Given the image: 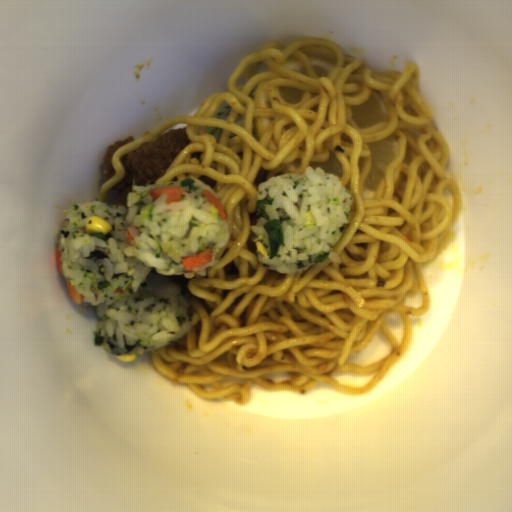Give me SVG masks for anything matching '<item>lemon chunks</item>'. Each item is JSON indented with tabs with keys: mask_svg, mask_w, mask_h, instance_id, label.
<instances>
[{
	"mask_svg": "<svg viewBox=\"0 0 512 512\" xmlns=\"http://www.w3.org/2000/svg\"><path fill=\"white\" fill-rule=\"evenodd\" d=\"M270 81L257 82L253 99L255 108H271L267 87Z\"/></svg>",
	"mask_w": 512,
	"mask_h": 512,
	"instance_id": "lemon-chunks-4",
	"label": "lemon chunks"
},
{
	"mask_svg": "<svg viewBox=\"0 0 512 512\" xmlns=\"http://www.w3.org/2000/svg\"><path fill=\"white\" fill-rule=\"evenodd\" d=\"M276 90L288 105L299 104L304 96V91L297 87L278 85Z\"/></svg>",
	"mask_w": 512,
	"mask_h": 512,
	"instance_id": "lemon-chunks-5",
	"label": "lemon chunks"
},
{
	"mask_svg": "<svg viewBox=\"0 0 512 512\" xmlns=\"http://www.w3.org/2000/svg\"><path fill=\"white\" fill-rule=\"evenodd\" d=\"M371 167L370 173L361 190L362 198L372 199L381 182L384 181L388 167L399 154V140L396 133L389 135L375 143H367Z\"/></svg>",
	"mask_w": 512,
	"mask_h": 512,
	"instance_id": "lemon-chunks-1",
	"label": "lemon chunks"
},
{
	"mask_svg": "<svg viewBox=\"0 0 512 512\" xmlns=\"http://www.w3.org/2000/svg\"><path fill=\"white\" fill-rule=\"evenodd\" d=\"M310 167L313 168H320L322 169L326 174H334L336 175L340 180L343 176L342 167L336 156L331 151L330 156L326 161H314L310 162Z\"/></svg>",
	"mask_w": 512,
	"mask_h": 512,
	"instance_id": "lemon-chunks-3",
	"label": "lemon chunks"
},
{
	"mask_svg": "<svg viewBox=\"0 0 512 512\" xmlns=\"http://www.w3.org/2000/svg\"><path fill=\"white\" fill-rule=\"evenodd\" d=\"M351 118L361 128H368L379 122H389L390 115L383 94L371 90L368 98L361 103L350 106Z\"/></svg>",
	"mask_w": 512,
	"mask_h": 512,
	"instance_id": "lemon-chunks-2",
	"label": "lemon chunks"
},
{
	"mask_svg": "<svg viewBox=\"0 0 512 512\" xmlns=\"http://www.w3.org/2000/svg\"><path fill=\"white\" fill-rule=\"evenodd\" d=\"M308 59L318 78H327L333 64L318 56H308Z\"/></svg>",
	"mask_w": 512,
	"mask_h": 512,
	"instance_id": "lemon-chunks-6",
	"label": "lemon chunks"
}]
</instances>
